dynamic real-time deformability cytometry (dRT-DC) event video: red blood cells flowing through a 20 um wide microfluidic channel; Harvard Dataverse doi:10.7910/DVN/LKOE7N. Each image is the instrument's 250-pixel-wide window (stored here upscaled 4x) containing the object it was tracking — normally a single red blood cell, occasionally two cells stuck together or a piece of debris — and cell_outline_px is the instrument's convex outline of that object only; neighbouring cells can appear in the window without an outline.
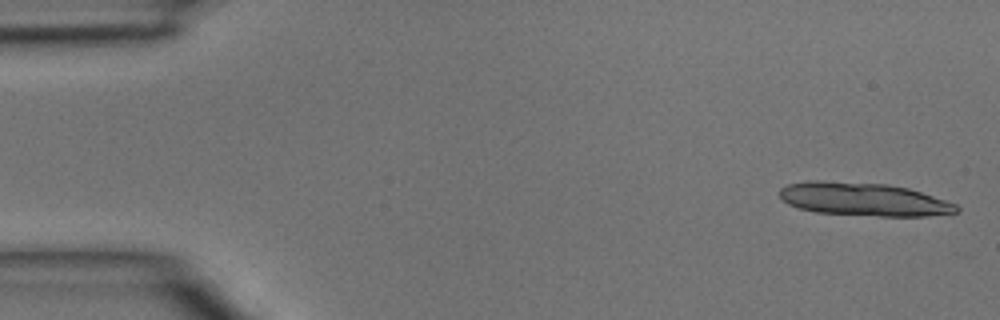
{"species": "common noctule bat (a hibernating species)", "species_latin": "Nyctalus noctula", "temperature_condition": "room temperature", "stored_images_in_passage": 3, "camera_frame_rate_fps": 3000, "um_per_image_px": 0.085, "animal": {"sex": "male", "body_mass_g": 15.6}, "frame": {"image": 1, "passage_image": 1, "time_ms": 0.0, "image_size_px": [1000, 320], "cell_outline_px": [[960, 212], [928, 216], [880, 216], [816, 212], [800, 208], [788, 204], [780, 196], [780, 188], [788, 184], [812, 180], [820, 180], [888, 184], [908, 188], [956, 204], [960, 208]], "centroid_in_image_um": [73.42, 16.93], "position_along_channel_um": 11.6, "area_um2": 34.1}}